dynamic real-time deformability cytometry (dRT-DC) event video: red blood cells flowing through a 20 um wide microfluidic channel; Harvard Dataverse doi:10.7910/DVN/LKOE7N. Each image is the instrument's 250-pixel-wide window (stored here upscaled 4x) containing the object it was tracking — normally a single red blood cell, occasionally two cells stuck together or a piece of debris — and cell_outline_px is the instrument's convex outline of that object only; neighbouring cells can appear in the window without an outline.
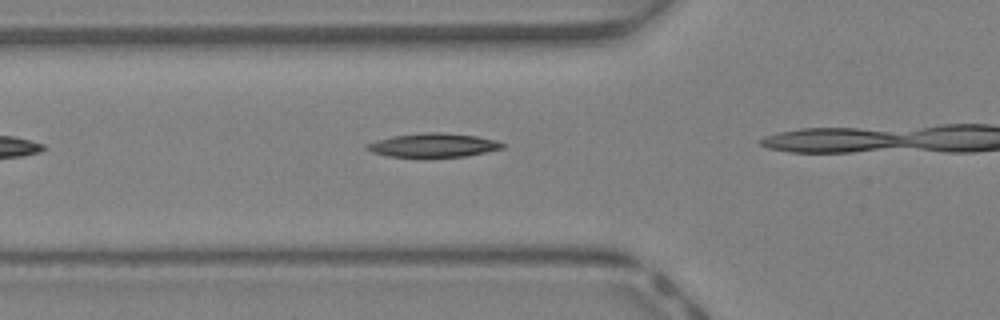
{"species": "Egyptian fruit bat (a non-hibernating species)", "species_latin": "Rousettus aegyptiacus", "temperature_condition": "warm", "stored_images_in_passage": 6, "camera_frame_rate_fps": 3000, "um_per_image_px": 0.085, "animal": {"sex": "female"}, "frame": {"image": 1, "passage_image": 2, "time_ms": 0.333, "image_size_px": [1000, 320], "cell_outline_px": [[504, 148], [464, 156], [428, 160], [424, 160], [388, 156], [372, 152], [364, 148], [368, 144], [376, 140], [392, 136], [424, 132], [440, 132], [476, 136], [496, 140], [504, 144]], "centroid_in_image_um": [36.78, 12.39], "position_along_channel_um": 89.0, "area_um2": 19.59}}